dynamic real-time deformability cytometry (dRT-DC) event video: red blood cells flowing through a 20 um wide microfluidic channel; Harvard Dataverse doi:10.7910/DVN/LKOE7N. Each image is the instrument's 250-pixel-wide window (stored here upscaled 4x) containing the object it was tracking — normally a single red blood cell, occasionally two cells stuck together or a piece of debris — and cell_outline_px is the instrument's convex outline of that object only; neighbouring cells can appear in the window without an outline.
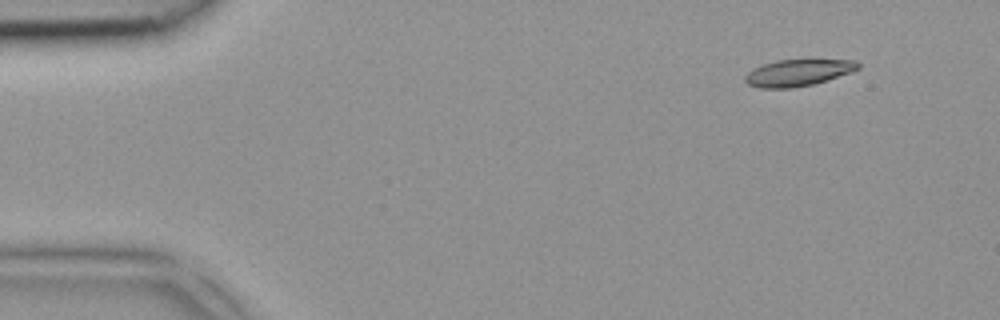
{"species": "common noctule bat (a hibernating species)", "species_latin": "Nyctalus noctula", "temperature_condition": "room temperature", "stored_images_in_passage": 4, "camera_frame_rate_fps": 3000, "um_per_image_px": 0.085, "animal": {"sex": "female", "body_mass_g": 18.4}, "frame": {"image": 1, "passage_image": 1, "time_ms": 0.0, "image_size_px": [1000, 320], "cell_outline_px": [[860, 68], [852, 72], [828, 80], [812, 84], [792, 88], [760, 88], [748, 84], [744, 80], [744, 76], [752, 68], [776, 60], [856, 60], [860, 64]], "centroid_in_image_um": [67.83, 6.18], "position_along_channel_um": 17.2, "area_um2": 17.57}}
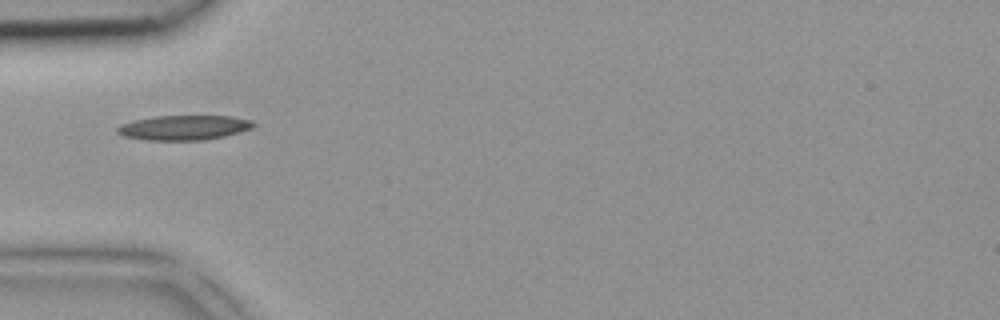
{"frame": {"image": 2, "passage_image": 4, "time_ms": 1.0, "image_size_px": [1000, 320], "cell_outline_px": [[256, 124], [252, 128], [240, 132], [208, 140], [148, 140], [124, 136], [116, 132], [116, 128], [120, 124], [132, 120], [156, 116], [232, 116], [252, 120]], "centroid_in_image_um": [15.64, 10.84], "position_along_channel_um": 69.4, "area_um2": 19.77}}